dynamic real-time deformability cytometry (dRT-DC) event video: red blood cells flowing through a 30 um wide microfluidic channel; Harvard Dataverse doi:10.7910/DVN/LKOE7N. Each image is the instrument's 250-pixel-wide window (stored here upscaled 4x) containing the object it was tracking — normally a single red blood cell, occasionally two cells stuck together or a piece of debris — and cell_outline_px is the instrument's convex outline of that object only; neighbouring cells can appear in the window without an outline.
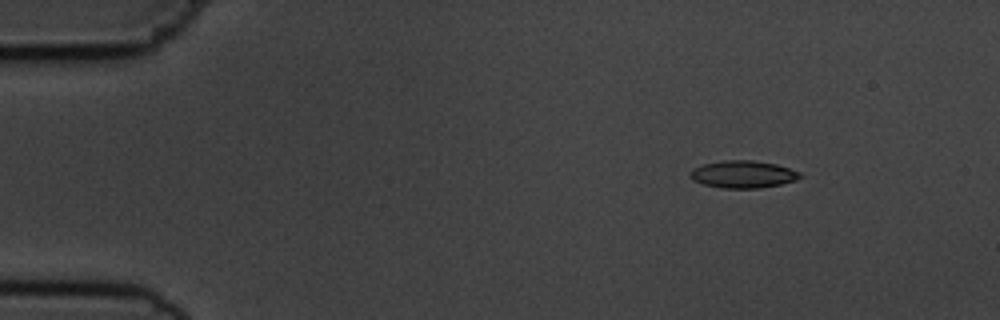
{"species": "common noctule bat (a hibernating species)", "species_latin": "Nyctalus noctula", "temperature_condition": "cold", "stored_images_in_passage": 5, "camera_frame_rate_fps": 3000, "um_per_image_px": 0.085, "animal": {"sex": "male", "body_mass_g": 19.5, "forearm_length_mm": 54.6}, "frame": {"image": 1, "passage_image": 1, "time_ms": 0.0, "image_size_px": [1000, 320], "cell_outline_px": [[804, 176], [796, 180], [780, 184], [760, 188], [724, 188], [704, 184], [692, 180], [692, 168], [704, 164], [724, 160], [752, 160], [776, 164], [800, 172]], "centroid_in_image_um": [63.19, 14.81], "position_along_channel_um": 21.8, "area_um2": 17.34}}
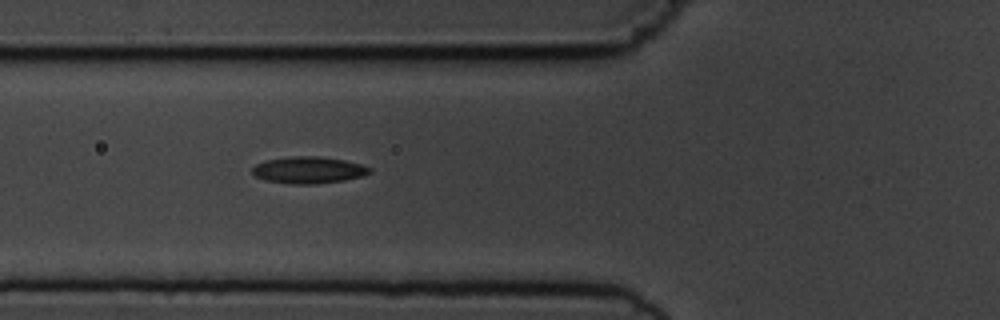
{"frame": {"image": 2, "passage_image": 5, "time_ms": 4.333, "image_size_px": [1000, 320], "cell_outline_px": [[372, 172], [364, 176], [344, 180], [316, 184], [292, 184], [264, 180], [256, 176], [252, 172], [252, 168], [256, 164], [268, 160], [292, 156], [316, 156], [344, 160], [360, 164], [372, 168]], "centroid_in_image_um": [26.25, 14.46], "position_along_channel_um": 99.5, "area_um2": 18.26}}